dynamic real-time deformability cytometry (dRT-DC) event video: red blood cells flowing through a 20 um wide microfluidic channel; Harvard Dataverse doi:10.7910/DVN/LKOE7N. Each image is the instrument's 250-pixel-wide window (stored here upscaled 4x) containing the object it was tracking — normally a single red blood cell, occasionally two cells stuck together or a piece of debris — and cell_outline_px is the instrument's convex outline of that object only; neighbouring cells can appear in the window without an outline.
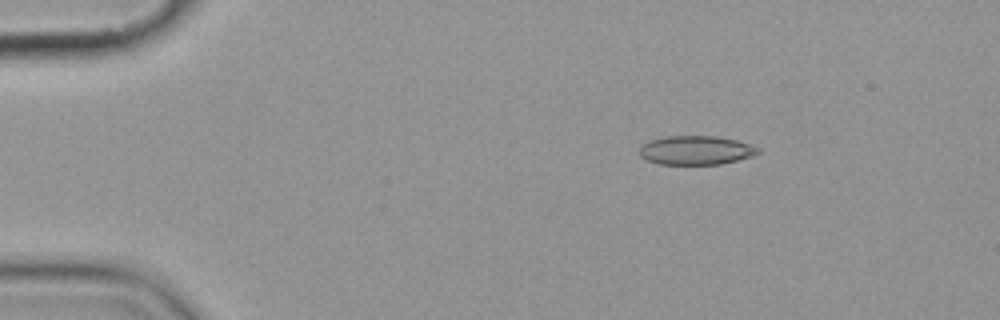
{"species": "common noctule bat (a hibernating species)", "species_latin": "Nyctalus noctula", "temperature_condition": "cold", "stored_images_in_passage": 4, "camera_frame_rate_fps": 3000, "um_per_image_px": 0.085, "animal": {"sex": "female", "body_mass_g": 19.9}, "frame": {"image": 1, "passage_image": 1, "time_ms": 0.0, "image_size_px": [1000, 320], "cell_outline_px": [[760, 152], [752, 156], [720, 164], [660, 164], [648, 160], [640, 156], [640, 148], [644, 144], [652, 140], [668, 136], [716, 136], [736, 140], [760, 148]], "centroid_in_image_um": [59.17, 12.77], "position_along_channel_um": 25.8, "area_um2": 19.71}}
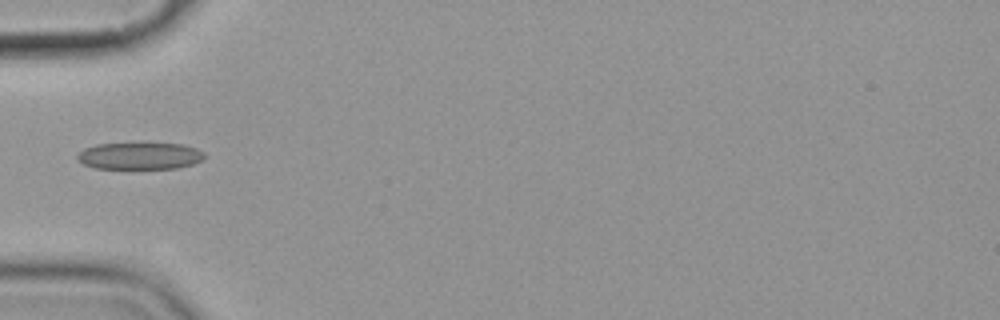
{"frame": {"image": 2, "passage_image": 4, "time_ms": 3.333, "image_size_px": [1000, 320], "cell_outline_px": [[204, 156], [200, 160], [192, 164], [176, 168], [96, 168], [84, 164], [76, 160], [76, 156], [84, 148], [96, 144], [144, 140], [184, 144], [196, 148], [204, 152]], "centroid_in_image_um": [11.86, 13.18], "position_along_channel_um": 73.1, "area_um2": 20.92}}